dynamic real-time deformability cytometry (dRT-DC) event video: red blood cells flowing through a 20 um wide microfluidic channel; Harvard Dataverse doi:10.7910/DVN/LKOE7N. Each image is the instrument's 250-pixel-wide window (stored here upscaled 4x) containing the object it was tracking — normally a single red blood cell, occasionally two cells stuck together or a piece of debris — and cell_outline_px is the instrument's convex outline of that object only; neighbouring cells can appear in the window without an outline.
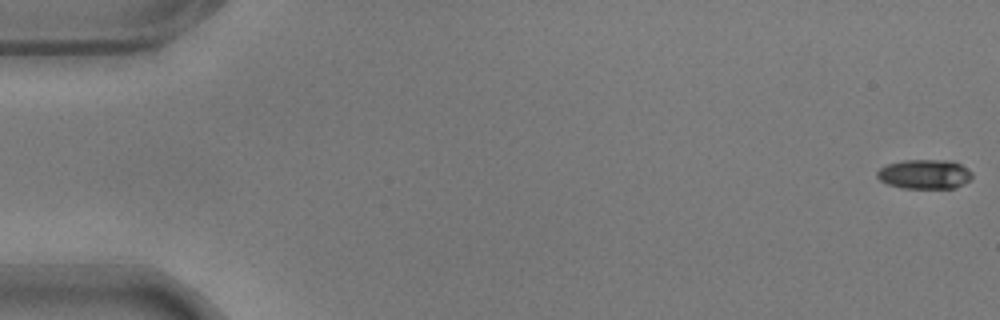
{"species": "common noctule bat (a hibernating species)", "species_latin": "Nyctalus noctula", "temperature_condition": "warm", "stored_images_in_passage": 9, "camera_frame_rate_fps": 3000, "um_per_image_px": 0.085, "animal": {"sex": "male", "body_mass_g": 17.9}, "frame": {"image": 1, "passage_image": 1, "time_ms": 0.0, "image_size_px": [1000, 320], "cell_outline_px": [[972, 176], [964, 184], [956, 188], [900, 188], [888, 184], [880, 180], [876, 176], [876, 172], [880, 168], [888, 164], [904, 160], [952, 160], [960, 164], [972, 172]], "centroid_in_image_um": [78.59, 14.81], "position_along_channel_um": 6.4, "area_um2": 16.36}}